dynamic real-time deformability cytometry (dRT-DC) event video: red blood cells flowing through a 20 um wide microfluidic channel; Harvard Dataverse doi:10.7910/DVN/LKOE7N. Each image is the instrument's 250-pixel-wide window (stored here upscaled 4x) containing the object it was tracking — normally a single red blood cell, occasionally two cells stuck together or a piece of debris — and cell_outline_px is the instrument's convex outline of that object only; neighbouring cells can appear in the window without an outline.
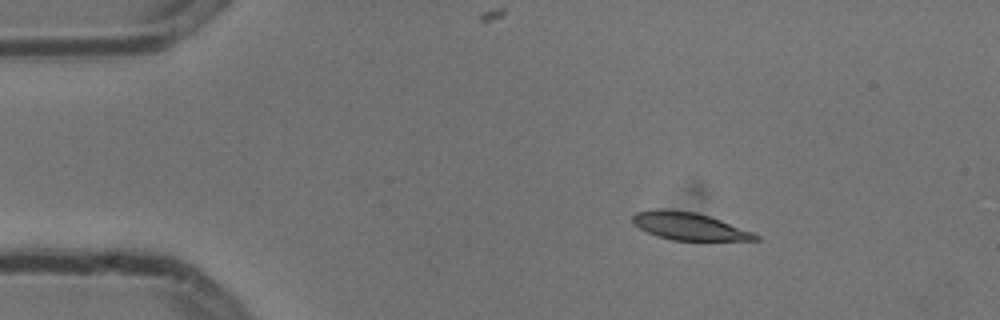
{"species": "common noctule bat (a hibernating species)", "species_latin": "Nyctalus noctula", "temperature_condition": "cold", "stored_images_in_passage": 3, "camera_frame_rate_fps": 3000, "um_per_image_px": 0.085, "animal": {"sex": "male", "body_mass_g": 13.3}, "frame": {"image": 1, "passage_image": 1, "time_ms": 0.0, "image_size_px": [1000, 320], "cell_outline_px": [[760, 240], [704, 244], [672, 240], [656, 236], [640, 228], [632, 220], [632, 216], [636, 212], [656, 208], [696, 212], [720, 220], [752, 232], [760, 236]], "centroid_in_image_um": [58.67, 19.3], "position_along_channel_um": 26.3, "area_um2": 20.69}}